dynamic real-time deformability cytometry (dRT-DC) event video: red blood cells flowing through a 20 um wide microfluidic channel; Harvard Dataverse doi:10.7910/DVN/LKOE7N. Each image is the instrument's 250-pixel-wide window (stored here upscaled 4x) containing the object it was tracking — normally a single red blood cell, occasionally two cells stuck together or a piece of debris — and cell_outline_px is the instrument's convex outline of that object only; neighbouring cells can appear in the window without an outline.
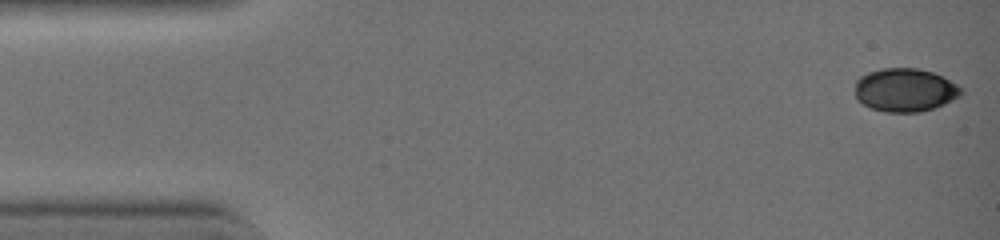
{"species": "common noctule bat (a hibernating species)", "species_latin": "Nyctalus noctula", "temperature_condition": "warm", "stored_images_in_passage": 42, "camera_frame_rate_fps": 3000, "um_per_image_px": 0.085, "animal": {"sex": "female", "body_mass_g": 19.0, "forearm_length_mm": 51.5}, "frame": {"image": 1, "passage_image": 1, "time_ms": 0.0, "image_size_px": [1000, 240], "cell_outline_px": [[960, 92], [956, 96], [944, 104], [932, 108], [916, 112], [888, 112], [872, 108], [864, 104], [856, 96], [856, 80], [860, 76], [868, 72], [880, 68], [916, 68], [932, 72], [956, 84], [960, 88]], "centroid_in_image_um": [76.87, 7.63], "position_along_channel_um": 8.1, "area_um2": 26.18}}
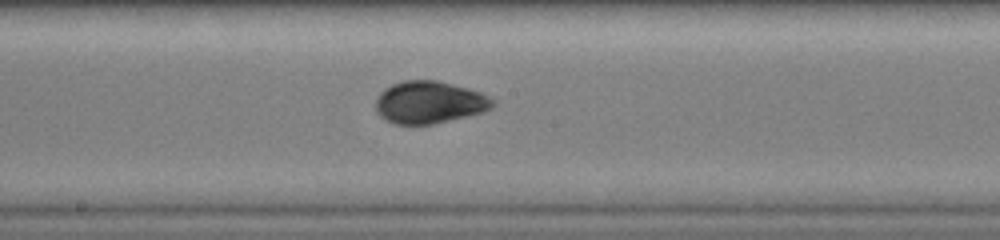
{"frame": {"image": 2, "passage_image": 23, "time_ms": 7.333, "image_size_px": [1000, 240], "cell_outline_px": [[496, 100], [492, 108], [484, 112], [432, 124], [412, 128], [392, 124], [380, 116], [376, 112], [376, 100], [380, 92], [384, 88], [400, 80], [436, 80], [468, 88], [480, 92]], "centroid_in_image_um": [36.46, 8.73], "position_along_channel_um": 211.7, "area_um2": 29.59}}
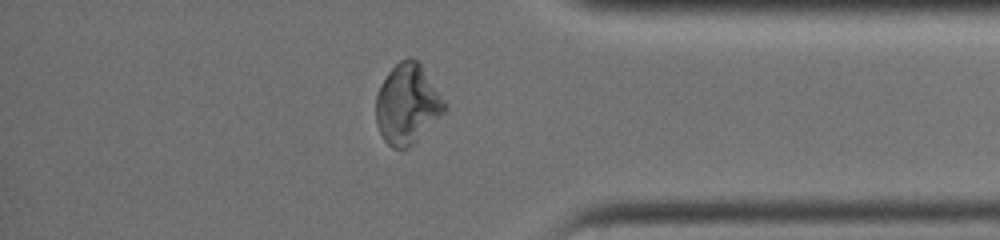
{"frame": {"image": 3, "passage_image": 36, "time_ms": 11.667, "image_size_px": [1000, 240], "cell_outline_px": [[448, 108], [408, 148], [392, 148], [384, 140], [376, 124], [376, 96], [380, 84], [388, 72], [400, 60], [408, 56], [412, 56], [420, 64]], "centroid_in_image_um": [34.58, 8.84], "position_along_channel_um": 400.6, "area_um2": 31.39}, "authors_computed_cell_mechanics": {"area_um2": 29.1023, "velocity_mm_per_s": 4.5044, "shape_relaxation_time_tau1_ms": 3.4319, "shape_relaxation_time_tau2_ms": null, "deformation_change_tau1": 0.1594, "deformation_change_tau2": null}}